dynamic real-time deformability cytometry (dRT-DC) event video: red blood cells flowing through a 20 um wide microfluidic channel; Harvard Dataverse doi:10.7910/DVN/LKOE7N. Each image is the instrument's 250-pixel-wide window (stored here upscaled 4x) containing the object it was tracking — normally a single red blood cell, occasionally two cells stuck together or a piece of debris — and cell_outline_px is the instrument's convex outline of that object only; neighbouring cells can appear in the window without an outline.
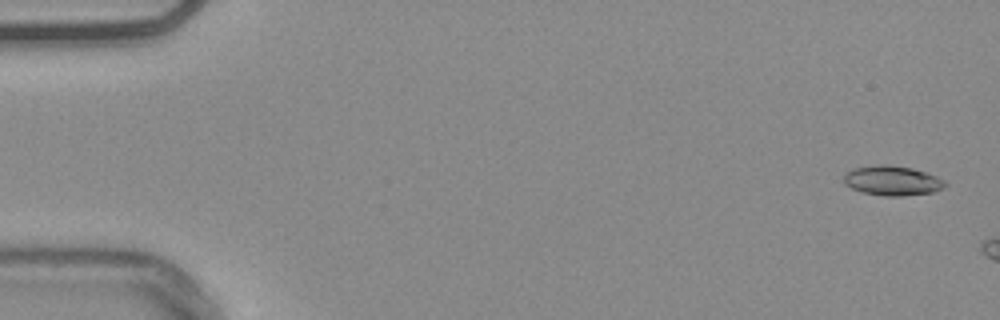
{"species": "common noctule bat (a hibernating species)", "species_latin": "Nyctalus noctula", "temperature_condition": "warm", "stored_images_in_passage": 8, "camera_frame_rate_fps": 3000, "um_per_image_px": 0.085, "animal": {"sex": "male", "body_mass_g": 20.4}, "frame": {"image": 1, "passage_image": 2, "time_ms": 0.333, "image_size_px": [1000, 320], "cell_outline_px": [[948, 184], [944, 188], [932, 192], [900, 196], [884, 196], [864, 192], [852, 188], [844, 184], [844, 176], [852, 168], [876, 164], [888, 164], [912, 168], [936, 176], [944, 180]], "centroid_in_image_um": [75.85, 15.34], "position_along_channel_um": 9.2, "area_um2": 17.51}}